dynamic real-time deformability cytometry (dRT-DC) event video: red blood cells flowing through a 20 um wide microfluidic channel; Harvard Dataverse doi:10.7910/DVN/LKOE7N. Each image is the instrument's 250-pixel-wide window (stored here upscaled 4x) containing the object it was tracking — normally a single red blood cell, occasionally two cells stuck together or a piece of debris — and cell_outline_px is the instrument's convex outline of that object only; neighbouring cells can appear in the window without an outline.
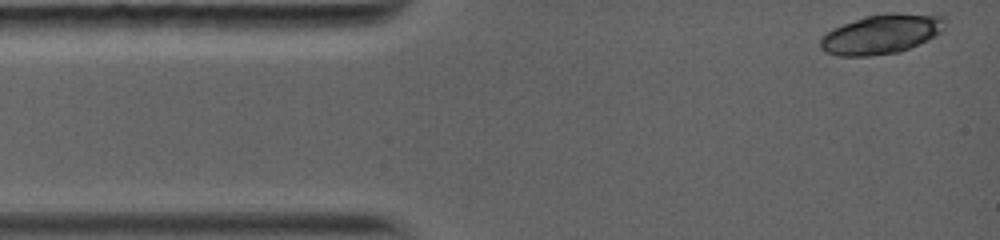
{"species": "common noctule bat (a hibernating species)", "species_latin": "Nyctalus noctula", "temperature_condition": "warm", "stored_images_in_passage": 11, "camera_frame_rate_fps": 5000, "um_per_image_px": 0.085, "animal": {"sex": "female", "body_mass_g": 19.0, "forearm_length_mm": 56.7}, "frame": {"image": 1, "passage_image": 1, "time_ms": 0.0, "image_size_px": [1000, 240], "cell_outline_px": [[944, 28], [940, 32], [928, 40], [900, 52], [868, 56], [840, 56], [824, 52], [820, 48], [820, 40], [832, 28], [864, 16], [884, 12], [896, 12], [944, 16]], "centroid_in_image_um": [74.91, 2.89], "position_along_channel_um": 10.1, "area_um2": 28.84}}